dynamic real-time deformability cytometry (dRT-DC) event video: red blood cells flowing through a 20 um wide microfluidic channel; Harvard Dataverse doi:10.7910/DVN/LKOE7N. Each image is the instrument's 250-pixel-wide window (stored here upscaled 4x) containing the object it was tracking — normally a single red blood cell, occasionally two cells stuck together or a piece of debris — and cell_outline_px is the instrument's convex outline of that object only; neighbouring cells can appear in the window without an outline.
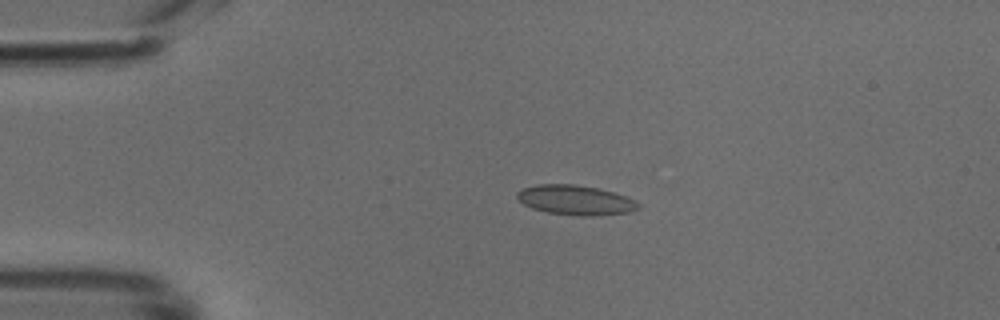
{"species": "common noctule bat (a hibernating species)", "species_latin": "Nyctalus noctula", "temperature_condition": "cold", "stored_images_in_passage": 14, "camera_frame_rate_fps": 3000, "um_per_image_px": 0.085, "animal": {"sex": "male", "body_mass_g": 18.8}, "frame": {"image": 1, "passage_image": 10, "time_ms": 3.0, "image_size_px": [1000, 320], "cell_outline_px": [[640, 208], [632, 212], [592, 216], [576, 216], [548, 212], [532, 208], [524, 204], [516, 196], [516, 192], [524, 188], [536, 184], [576, 184], [596, 188], [612, 192], [636, 200], [640, 204]], "centroid_in_image_um": [48.94, 17.01], "position_along_channel_um": 36.1, "area_um2": 21.04}}